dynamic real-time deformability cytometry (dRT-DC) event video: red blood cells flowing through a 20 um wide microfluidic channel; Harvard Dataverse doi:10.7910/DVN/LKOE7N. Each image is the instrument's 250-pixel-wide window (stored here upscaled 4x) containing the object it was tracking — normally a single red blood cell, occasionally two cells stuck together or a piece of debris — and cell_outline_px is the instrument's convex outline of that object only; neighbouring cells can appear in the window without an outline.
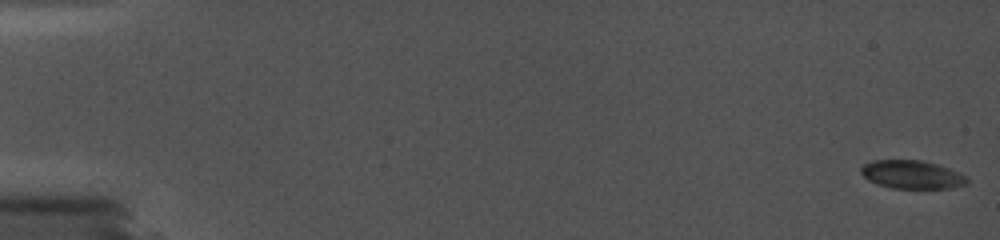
{"species": "common noctule bat (a hibernating species)", "species_latin": "Nyctalus noctula", "temperature_condition": "cold", "stored_images_in_passage": 64, "camera_frame_rate_fps": 5000, "um_per_image_px": 0.085, "animal": {"sex": "female", "body_mass_g": 19.0, "forearm_length_mm": 56.7}, "frame": {"image": 1, "passage_image": 1, "time_ms": 0.0, "image_size_px": [1000, 240], "cell_outline_px": [[968, 184], [952, 188], [892, 188], [876, 184], [868, 180], [860, 172], [860, 168], [864, 164], [872, 160], [920, 160], [936, 164], [960, 172], [968, 176]], "centroid_in_image_um": [77.53, 14.84], "position_along_channel_um": 7.5, "area_um2": 17.63}}
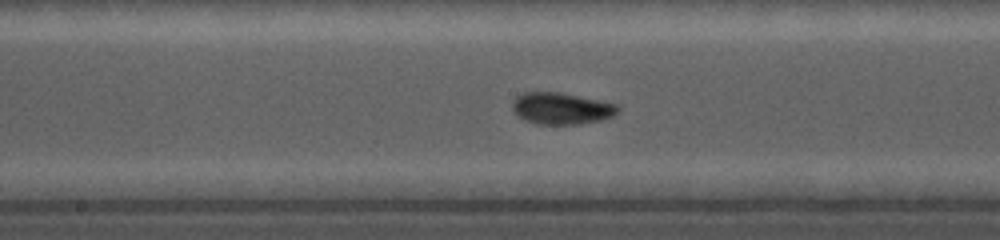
{"frame": {"image": 2, "passage_image": 39, "time_ms": 9.8, "image_size_px": [1000, 240], "cell_outline_px": [[620, 108], [612, 116], [600, 120], [580, 124], [536, 124], [524, 120], [512, 108], [512, 104], [516, 96], [524, 92], [560, 92], [600, 100], [616, 104]], "centroid_in_image_um": [47.71, 9.21], "position_along_channel_um": 200.5, "area_um2": 19.36}}
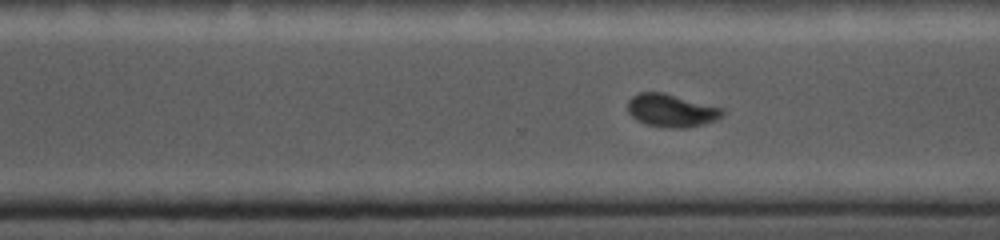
{"frame": {"image": 3, "passage_image": 56, "time_ms": 12.8, "image_size_px": [1000, 240], "cell_outline_px": [[724, 112], [716, 120], [704, 124], [684, 128], [664, 128], [648, 124], [636, 120], [628, 112], [628, 100], [632, 96], [640, 92], [664, 92], [724, 108]], "centroid_in_image_um": [57.06, 9.39], "position_along_channel_um": 313.5, "area_um2": 18.26}}